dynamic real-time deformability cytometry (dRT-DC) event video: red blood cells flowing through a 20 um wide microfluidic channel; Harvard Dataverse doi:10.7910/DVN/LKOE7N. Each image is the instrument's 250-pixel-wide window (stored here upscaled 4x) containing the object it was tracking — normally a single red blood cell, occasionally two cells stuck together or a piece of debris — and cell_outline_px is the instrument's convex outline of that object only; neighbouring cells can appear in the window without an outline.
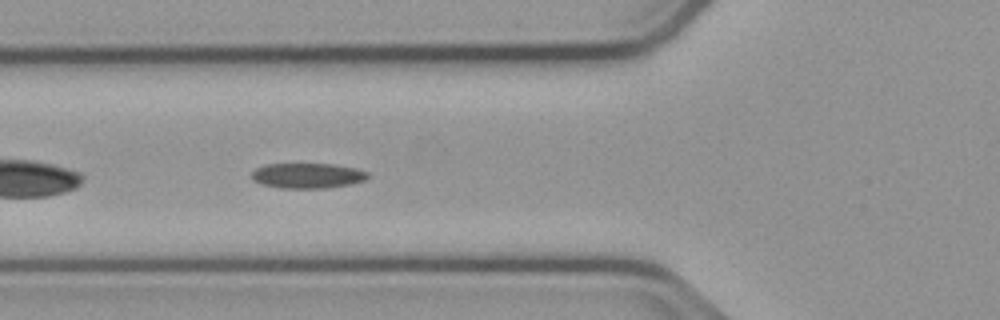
{"species": "common noctule bat (a hibernating species)", "species_latin": "Nyctalus noctula", "temperature_condition": "cold", "stored_images_in_passage": 36, "camera_frame_rate_fps": 3000, "um_per_image_px": 0.085, "animal": {"sex": "male", "body_mass_g": 23.1, "forearm_length_mm": 52.7}, "frame": {"image": 1, "passage_image": 6, "time_ms": 1.667, "image_size_px": [1000, 320], "cell_outline_px": [[368, 176], [364, 180], [352, 184], [328, 188], [280, 188], [260, 184], [252, 180], [252, 172], [256, 168], [264, 164], [332, 164], [356, 168], [368, 172]], "centroid_in_image_um": [26.12, 14.93], "position_along_channel_um": 99.7, "area_um2": 17.17}}
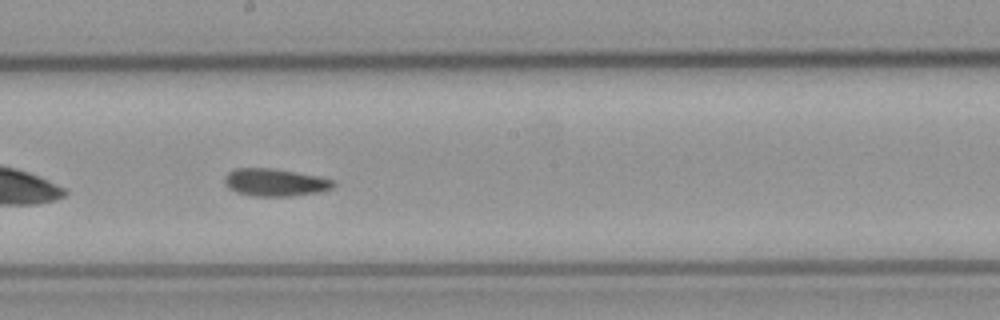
{"frame": {"image": 2, "passage_image": 16, "time_ms": 5.0, "image_size_px": [1000, 320], "cell_outline_px": [[336, 184], [332, 188], [320, 192], [292, 196], [252, 196], [236, 192], [224, 180], [224, 176], [228, 172], [236, 168], [272, 168], [320, 176], [332, 180]], "centroid_in_image_um": [23.41, 15.5], "position_along_channel_um": 224.8, "area_um2": 17.4}}
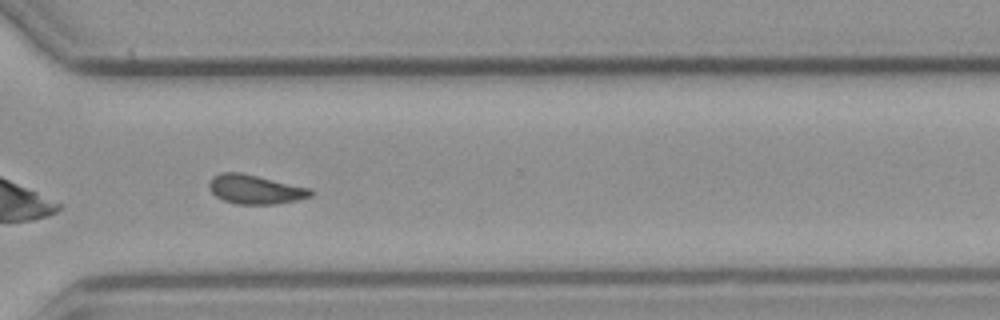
{"frame": {"image": 3, "passage_image": 26, "time_ms": 8.333, "image_size_px": [1000, 320], "cell_outline_px": [[316, 192], [312, 196], [296, 200], [276, 204], [236, 204], [224, 200], [216, 196], [208, 188], [208, 184], [212, 176], [220, 172], [240, 172], [312, 188]], "centroid_in_image_um": [21.71, 16.09], "position_along_channel_um": 348.9, "area_um2": 17.46}, "authors_computed_cell_mechanics": {"area_um2": 17.1666, "velocity_mm_per_s": 3.736, "shape_relaxation_time_tau1_ms": null, "shape_relaxation_time_tau2_ms": 3.7985, "deformation_change_tau1": null, "deformation_change_tau2": 0.111}}